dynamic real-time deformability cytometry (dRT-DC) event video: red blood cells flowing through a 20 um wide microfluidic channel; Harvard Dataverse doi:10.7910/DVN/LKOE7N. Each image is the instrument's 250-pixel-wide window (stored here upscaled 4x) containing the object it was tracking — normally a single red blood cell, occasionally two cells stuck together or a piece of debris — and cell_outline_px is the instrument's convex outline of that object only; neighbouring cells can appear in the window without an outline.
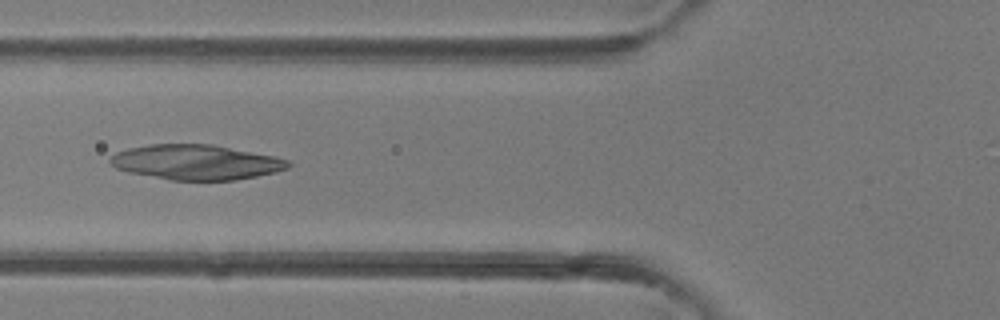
{"species": "common noctule bat (a hibernating species)", "species_latin": "Nyctalus noctula", "temperature_condition": "room temperature", "stored_images_in_passage": 4, "camera_frame_rate_fps": 3000, "um_per_image_px": 0.085, "animal": {"sex": "female"}, "frame": {"image": 1, "passage_image": 4, "time_ms": 3.333, "image_size_px": [1000, 320], "cell_outline_px": [[292, 164], [288, 168], [276, 172], [236, 180], [168, 180], [128, 172], [116, 168], [108, 160], [116, 152], [128, 148], [152, 144], [212, 144], [276, 156], [288, 160]], "centroid_in_image_um": [16.68, 13.79], "position_along_channel_um": 109.1, "area_um2": 36.41}}